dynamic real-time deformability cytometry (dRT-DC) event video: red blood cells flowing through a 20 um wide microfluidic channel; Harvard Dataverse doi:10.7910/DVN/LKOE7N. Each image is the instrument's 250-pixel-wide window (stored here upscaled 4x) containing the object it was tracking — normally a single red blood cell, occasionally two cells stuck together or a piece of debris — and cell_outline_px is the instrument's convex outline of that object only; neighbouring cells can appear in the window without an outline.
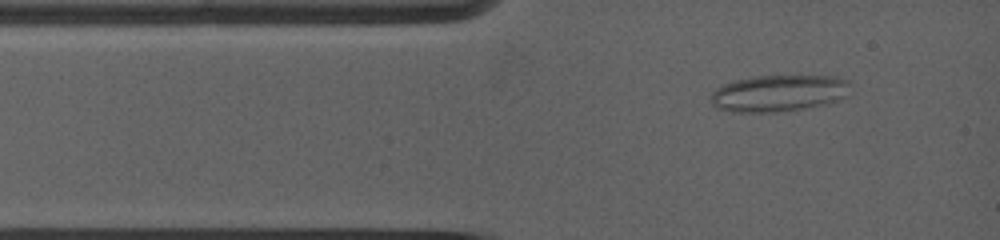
{"species": "common noctule bat (a hibernating species)", "species_latin": "Nyctalus noctula", "temperature_condition": "warm", "stored_images_in_passage": 77, "camera_frame_rate_fps": 5000, "um_per_image_px": 0.085, "animal": {"sex": "female", "body_mass_g": 19.0, "forearm_length_mm": 53.3}, "frame": {"image": 1, "passage_image": 6, "time_ms": 0.8, "image_size_px": [1000, 240], "cell_outline_px": [[848, 96], [840, 100], [828, 104], [784, 112], [736, 112], [716, 108], [712, 104], [712, 92], [716, 88], [724, 84], [736, 80], [756, 76], [836, 76], [848, 80]], "centroid_in_image_um": [66.23, 7.93], "position_along_channel_um": 18.8, "area_um2": 30.0}}
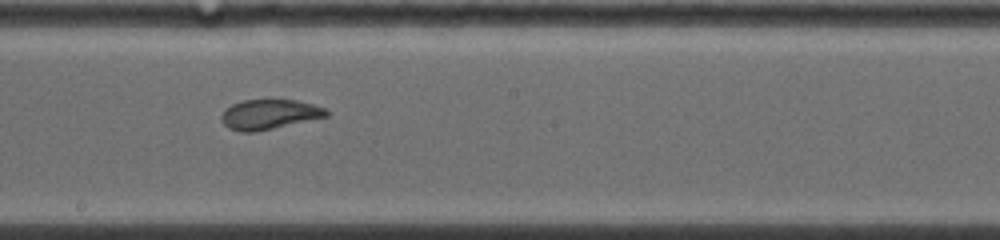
{"frame": {"image": 2, "passage_image": 39, "time_ms": 6.6, "image_size_px": [1000, 240], "cell_outline_px": [[332, 112], [328, 116], [256, 132], [240, 132], [228, 128], [220, 120], [220, 116], [224, 108], [232, 104], [244, 100], [272, 96], [296, 100], [328, 108]], "centroid_in_image_um": [22.89, 9.67], "position_along_channel_um": 225.3, "area_um2": 19.25}}
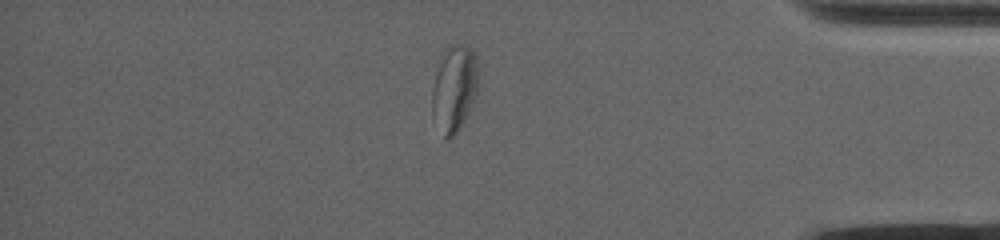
{"frame": {"image": 3, "passage_image": 68, "time_ms": 11.8, "image_size_px": [1000, 240], "cell_outline_px": [[476, 92], [472, 104], [464, 120], [456, 132], [448, 140], [444, 136], [432, 116], [432, 92], [440, 52], [452, 44], [464, 44], [472, 48], [476, 56]], "centroid_in_image_um": [38.58, 7.46], "position_along_channel_um": 396.6, "area_um2": 23.06}, "authors_computed_cell_mechanics": {"area_um2": 19.7676, "velocity_mm_per_s": 3.9011, "shape_relaxation_time_tau1_ms": null, "shape_relaxation_time_tau2_ms": 2.1586, "deformation_change_tau1": null, "deformation_change_tau2": 0.0817}}